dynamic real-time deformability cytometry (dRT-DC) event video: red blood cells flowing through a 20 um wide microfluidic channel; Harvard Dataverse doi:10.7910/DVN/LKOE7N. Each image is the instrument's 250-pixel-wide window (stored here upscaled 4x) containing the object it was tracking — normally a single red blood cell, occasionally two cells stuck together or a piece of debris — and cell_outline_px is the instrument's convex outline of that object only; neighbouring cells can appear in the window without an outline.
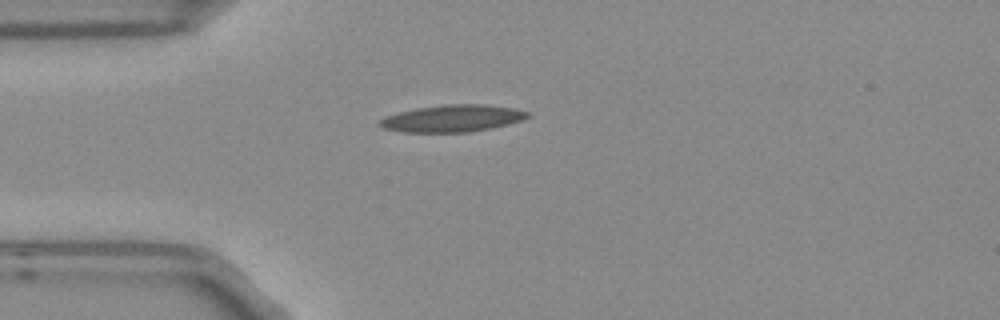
{"species": "Egyptian fruit bat (a non-hibernating species)", "species_latin": "Rousettus aegyptiacus", "temperature_condition": "room temperature", "stored_images_in_passage": 3, "camera_frame_rate_fps": 3000, "um_per_image_px": 0.085, "frame": {"image": 1, "passage_image": 3, "time_ms": 0.667, "image_size_px": [1000, 320], "cell_outline_px": [[532, 116], [520, 120], [488, 128], [468, 132], [404, 132], [384, 128], [376, 124], [384, 116], [416, 108], [444, 104], [484, 104], [516, 108], [528, 112]], "centroid_in_image_um": [38.42, 10.05], "position_along_channel_um": 46.6, "area_um2": 23.12}}